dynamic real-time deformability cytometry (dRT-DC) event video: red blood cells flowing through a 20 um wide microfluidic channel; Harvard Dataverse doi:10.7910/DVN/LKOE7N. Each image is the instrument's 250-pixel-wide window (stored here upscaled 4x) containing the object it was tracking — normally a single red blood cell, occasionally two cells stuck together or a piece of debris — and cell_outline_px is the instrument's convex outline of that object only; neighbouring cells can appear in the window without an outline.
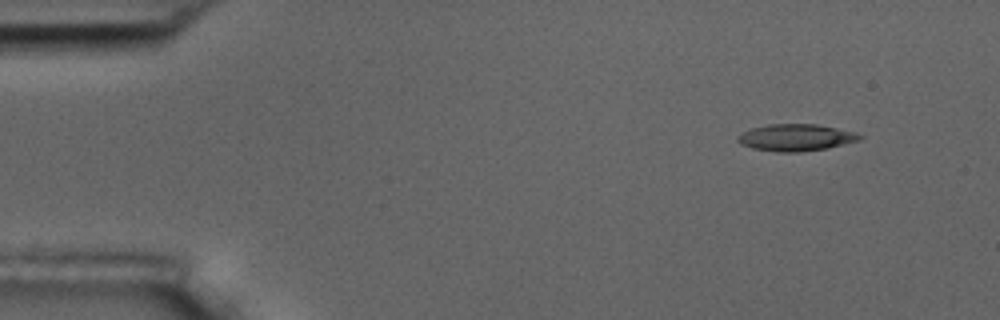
{"species": "common noctule bat (a hibernating species)", "species_latin": "Nyctalus noctula", "temperature_condition": "room temperature", "stored_images_in_passage": 5, "camera_frame_rate_fps": 3000, "um_per_image_px": 0.085, "animal": {"sex": "male", "body_mass_g": 17.5, "forearm_length_mm": 52.3}, "frame": {"image": 1, "passage_image": 2, "time_ms": 1.0, "image_size_px": [1000, 320], "cell_outline_px": [[864, 136], [860, 140], [828, 148], [800, 152], [776, 152], [752, 148], [740, 144], [736, 140], [736, 136], [752, 128], [768, 124], [816, 124], [856, 132]], "centroid_in_image_um": [67.65, 11.69], "position_along_channel_um": 17.4, "area_um2": 19.19}}
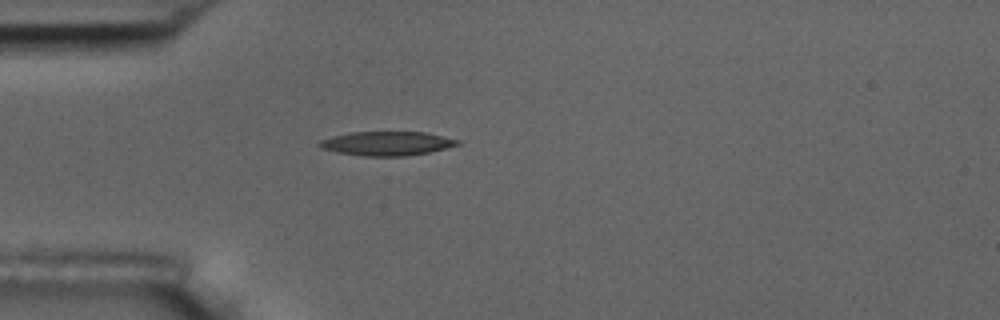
{"frame": {"image": 2, "passage_image": 5, "time_ms": 4.333, "image_size_px": [1000, 320], "cell_outline_px": [[460, 144], [428, 152], [408, 156], [364, 156], [336, 152], [320, 148], [316, 144], [320, 140], [332, 136], [348, 132], [424, 132], [460, 140]], "centroid_in_image_um": [32.82, 12.19], "position_along_channel_um": 52.2, "area_um2": 19.36}}